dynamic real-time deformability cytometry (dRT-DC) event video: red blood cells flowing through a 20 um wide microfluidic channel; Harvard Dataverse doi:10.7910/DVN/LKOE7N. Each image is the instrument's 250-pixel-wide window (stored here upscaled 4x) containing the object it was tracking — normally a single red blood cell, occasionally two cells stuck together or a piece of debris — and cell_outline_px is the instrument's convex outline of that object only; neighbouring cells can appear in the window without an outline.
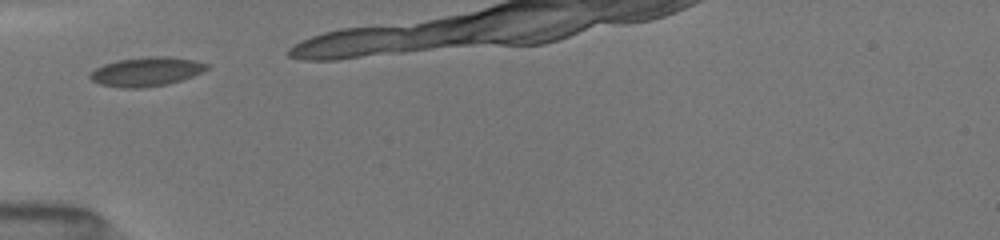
{"species": "common noctule bat (a hibernating species)", "species_latin": "Nyctalus noctula", "temperature_condition": "room temperature", "stored_images_in_passage": 3, "camera_frame_rate_fps": 3000, "um_per_image_px": 0.085, "animal": {"sex": "female", "body_mass_g": 19.5, "forearm_length_mm": 54.1}, "frame": {"image": 1, "passage_image": 1, "time_ms": 0.0, "image_size_px": [1000, 240], "cell_outline_px": [[208, 68], [192, 76], [168, 84], [140, 88], [120, 88], [100, 84], [92, 80], [88, 76], [88, 72], [104, 64], [120, 60], [148, 56], [168, 56], [196, 60], [208, 64]], "centroid_in_image_um": [12.41, 6.09], "position_along_channel_um": 72.6, "area_um2": 19.77}}